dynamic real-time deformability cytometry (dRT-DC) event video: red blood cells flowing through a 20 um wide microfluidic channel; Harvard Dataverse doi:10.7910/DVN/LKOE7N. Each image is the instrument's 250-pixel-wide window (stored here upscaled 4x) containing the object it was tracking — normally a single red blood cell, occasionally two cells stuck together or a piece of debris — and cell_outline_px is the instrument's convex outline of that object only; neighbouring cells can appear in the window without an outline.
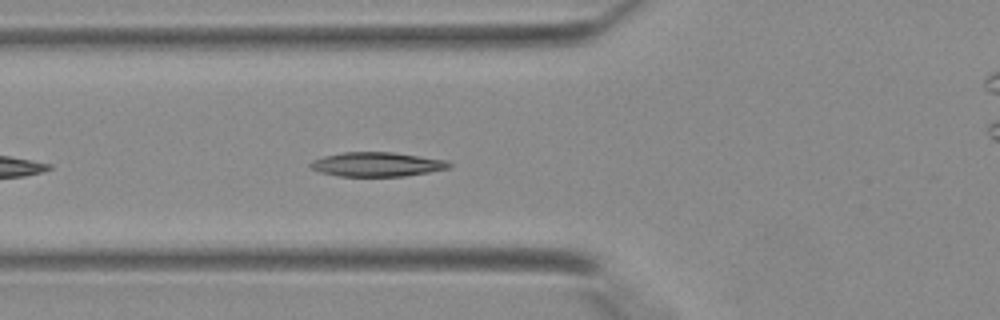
{"species": "Egyptian fruit bat (a non-hibernating species)", "species_latin": "Rousettus aegyptiacus", "temperature_condition": "warm", "stored_images_in_passage": 19, "camera_frame_rate_fps": 3000, "um_per_image_px": 0.085, "animal": {"sex": "female"}, "frame": {"image": 1, "passage_image": 4, "time_ms": 1.0, "image_size_px": [1000, 320], "cell_outline_px": [[452, 164], [448, 168], [428, 172], [404, 176], [340, 176], [320, 172], [312, 168], [308, 164], [312, 160], [324, 156], [344, 152], [392, 152], [448, 160]], "centroid_in_image_um": [32.04, 13.96], "position_along_channel_um": 93.8, "area_um2": 19.54}}
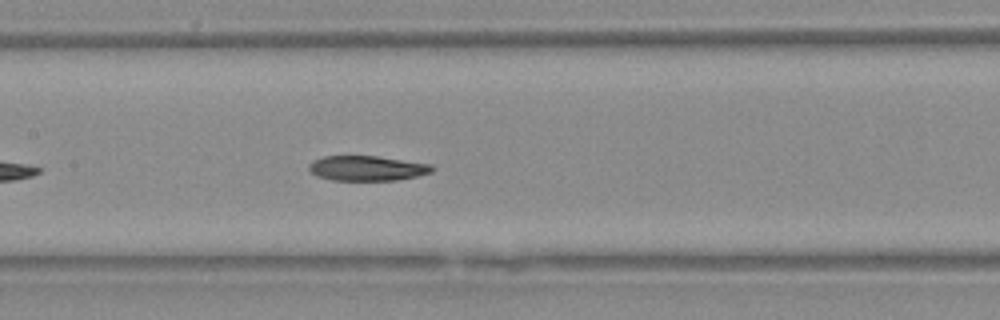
{"frame": {"image": 2, "passage_image": 9, "time_ms": 2.667, "image_size_px": [1000, 320], "cell_outline_px": [[436, 168], [432, 172], [416, 176], [396, 180], [332, 180], [316, 176], [308, 168], [308, 164], [312, 160], [324, 156], [376, 156], [432, 164]], "centroid_in_image_um": [31.19, 14.3], "position_along_channel_um": 176.2, "area_um2": 17.98}}
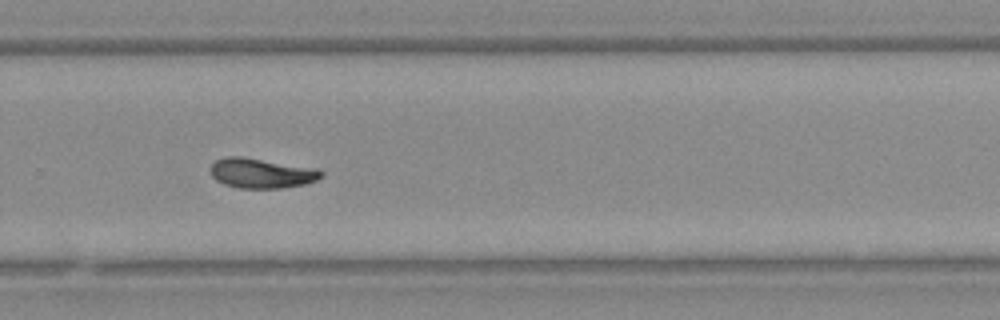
{"frame": {"image": 3, "passage_image": 17, "time_ms": 5.333, "image_size_px": [1000, 320], "cell_outline_px": [[324, 176], [316, 180], [304, 184], [284, 188], [240, 188], [224, 184], [216, 180], [212, 176], [212, 164], [216, 160], [228, 156], [244, 156], [316, 168], [324, 172]], "centroid_in_image_um": [22.26, 14.71], "position_along_channel_um": 307.5, "area_um2": 19.36}}